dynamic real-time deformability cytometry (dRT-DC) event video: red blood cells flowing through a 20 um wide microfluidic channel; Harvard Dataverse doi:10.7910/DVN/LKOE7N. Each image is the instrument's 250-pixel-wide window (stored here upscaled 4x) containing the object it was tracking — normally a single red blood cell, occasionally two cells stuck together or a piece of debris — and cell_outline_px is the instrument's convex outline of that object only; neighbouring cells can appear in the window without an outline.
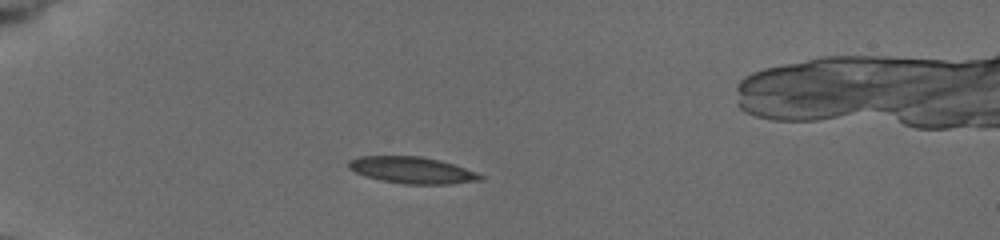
{"species": "common noctule bat (a hibernating species)", "species_latin": "Nyctalus noctula", "temperature_condition": "cold", "stored_images_in_passage": 41, "camera_frame_rate_fps": 3000, "um_per_image_px": 0.085, "animal": {"sex": "female", "body_mass_g": 19.5, "forearm_length_mm": 54.1}, "frame": {"image": 1, "passage_image": 2, "time_ms": 0.333, "image_size_px": [1000, 240], "cell_outline_px": [[484, 180], [448, 184], [404, 184], [380, 180], [356, 172], [348, 168], [348, 160], [360, 156], [420, 156], [440, 160], [476, 172], [484, 176]], "centroid_in_image_um": [35.04, 14.46], "position_along_channel_um": 50.0, "area_um2": 20.35}}
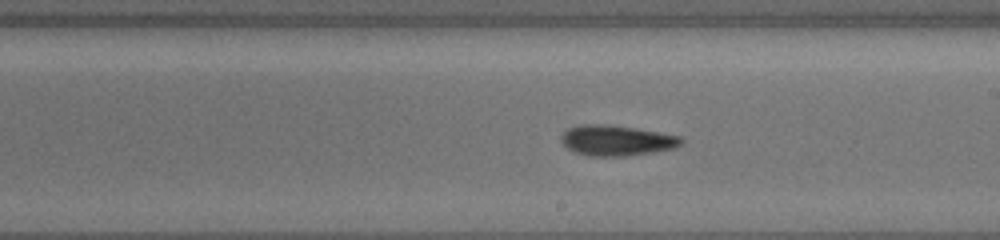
{"frame": {"image": 2, "passage_image": 19, "time_ms": 6.0, "image_size_px": [1000, 240], "cell_outline_px": [[684, 140], [676, 148], [652, 152], [624, 156], [588, 156], [576, 152], [568, 148], [560, 140], [560, 136], [568, 128], [580, 124], [600, 124], [636, 128], [660, 132], [680, 136]], "centroid_in_image_um": [52.4, 11.93], "position_along_channel_um": 236.6, "area_um2": 21.27}}
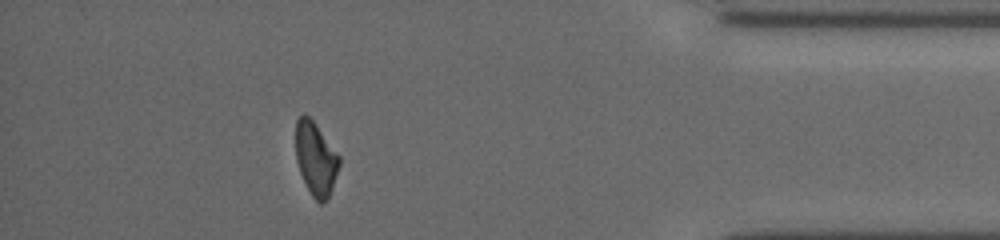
{"frame": {"image": 3, "passage_image": 35, "time_ms": 11.333, "image_size_px": [1000, 240], "cell_outline_px": [[340, 164], [332, 188], [324, 204], [320, 204], [312, 196], [300, 172], [296, 160], [296, 120], [304, 112], [316, 124], [340, 156]], "centroid_in_image_um": [26.84, 13.48], "position_along_channel_um": 408.4, "area_um2": 18.5}, "authors_computed_cell_mechanics": {"area_um2": 20.3456, "velocity_mm_per_s": 3.8526, "shape_relaxation_time_tau1_ms": 5.3877, "shape_relaxation_time_tau2_ms": 3.0246, "deformation_change_tau1": 0.1194, "deformation_change_tau2": 0.083}}